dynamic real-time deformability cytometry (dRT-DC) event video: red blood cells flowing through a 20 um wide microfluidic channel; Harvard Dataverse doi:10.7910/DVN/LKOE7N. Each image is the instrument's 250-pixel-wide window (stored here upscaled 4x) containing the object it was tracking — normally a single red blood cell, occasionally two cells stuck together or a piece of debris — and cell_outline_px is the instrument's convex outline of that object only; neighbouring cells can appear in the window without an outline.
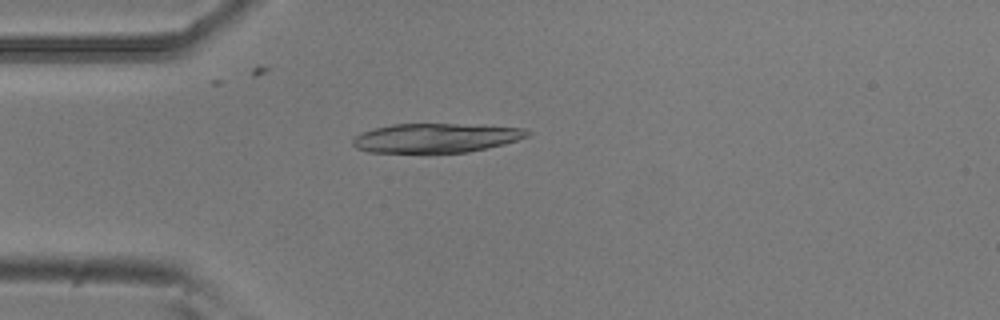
{"species": "common noctule bat (a hibernating species)", "species_latin": "Nyctalus noctula", "temperature_condition": "room temperature", "stored_images_in_passage": 52, "camera_frame_rate_fps": 3000, "um_per_image_px": 0.085, "animal": {"sex": "male", "body_mass_g": 20.5, "forearm_length_mm": 52.5}, "frame": {"image": 1, "passage_image": 13, "time_ms": 4.0, "image_size_px": [1000, 320], "cell_outline_px": [[532, 132], [528, 136], [504, 144], [468, 152], [428, 156], [424, 156], [368, 152], [356, 148], [352, 144], [352, 140], [360, 132], [392, 124], [456, 124], [524, 128]], "centroid_in_image_um": [36.97, 11.79], "position_along_channel_um": 48.0, "area_um2": 30.98}}
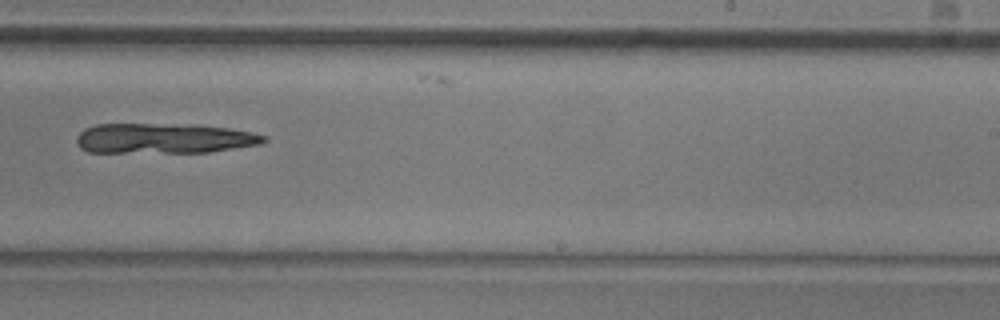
{"frame": {"image": 2, "passage_image": 32, "time_ms": 10.333, "image_size_px": [1000, 320], "cell_outline_px": [[268, 140], [260, 144], [208, 152], [88, 152], [80, 148], [76, 144], [76, 136], [84, 128], [96, 124], [192, 124], [228, 128], [252, 132], [268, 136]], "centroid_in_image_um": [13.92, 11.75], "position_along_channel_um": 275.1, "area_um2": 33.12}}
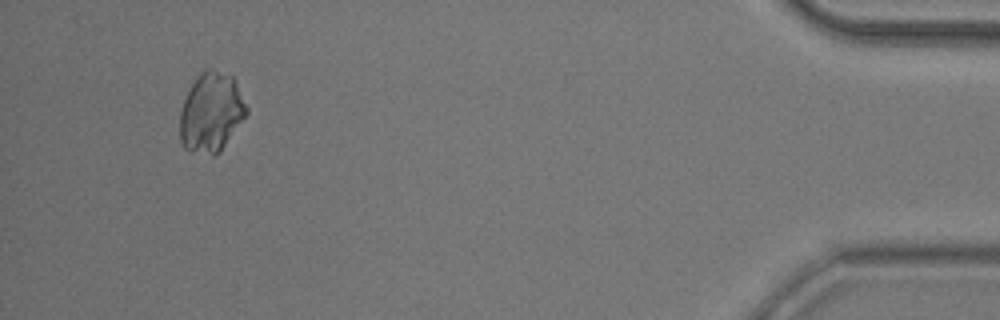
{"frame": {"image": 3, "passage_image": 49, "time_ms": 16.0, "image_size_px": [1000, 320], "cell_outline_px": [[248, 112], [220, 152], [208, 152], [184, 148], [180, 140], [180, 112], [184, 100], [196, 76], [200, 72], [208, 68], [212, 68], [232, 76], [236, 80], [248, 108]], "centroid_in_image_um": [17.97, 9.48], "position_along_channel_um": 417.2, "area_um2": 30.4}}